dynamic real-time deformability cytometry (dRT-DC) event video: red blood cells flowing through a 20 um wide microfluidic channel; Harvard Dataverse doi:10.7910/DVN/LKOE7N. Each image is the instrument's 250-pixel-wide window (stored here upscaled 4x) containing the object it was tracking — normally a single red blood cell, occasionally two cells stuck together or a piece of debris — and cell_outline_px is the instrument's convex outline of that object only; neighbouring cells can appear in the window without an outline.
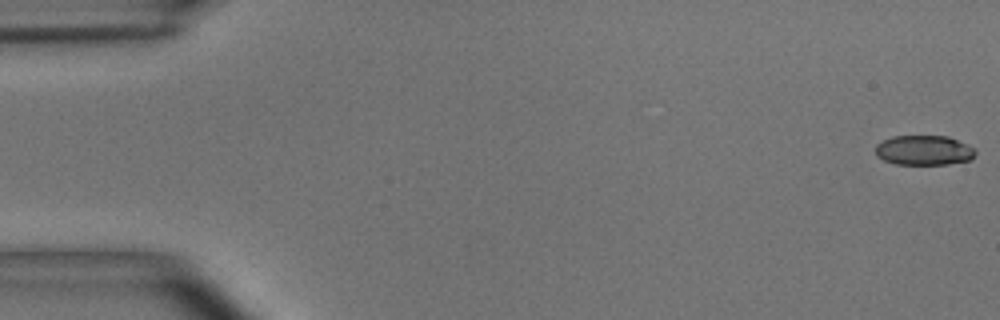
{"species": "common noctule bat (a hibernating species)", "species_latin": "Nyctalus noctula", "temperature_condition": "room temperature", "stored_images_in_passage": 55, "camera_frame_rate_fps": 3000, "um_per_image_px": 0.085, "animal": {"sex": "male", "body_mass_g": 15.6}, "frame": {"image": 1, "passage_image": 1, "time_ms": 0.0, "image_size_px": [1000, 320], "cell_outline_px": [[976, 152], [972, 160], [948, 164], [896, 164], [884, 160], [876, 156], [876, 144], [892, 136], [948, 136], [972, 148]], "centroid_in_image_um": [78.51, 12.78], "position_along_channel_um": 6.5, "area_um2": 17.22}}
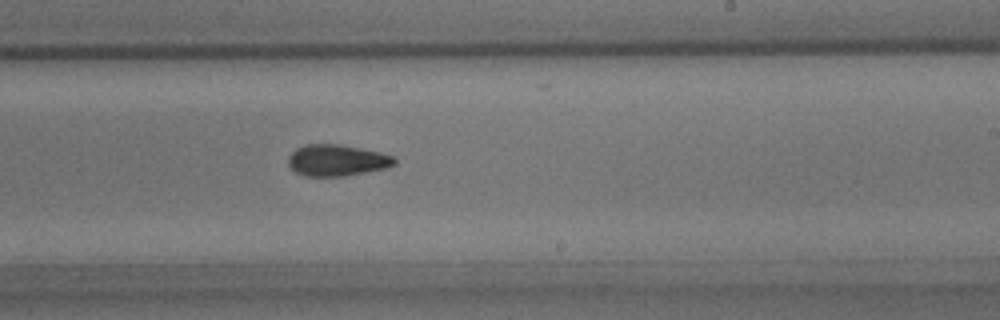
{"frame": {"image": 2, "passage_image": 33, "time_ms": 10.667, "image_size_px": [1000, 320], "cell_outline_px": [[396, 164], [388, 168], [368, 172], [344, 176], [304, 176], [296, 172], [288, 164], [288, 156], [296, 148], [304, 144], [340, 144], [380, 152], [392, 156], [396, 160]], "centroid_in_image_um": [28.64, 13.63], "position_along_channel_um": 260.4, "area_um2": 19.59}}
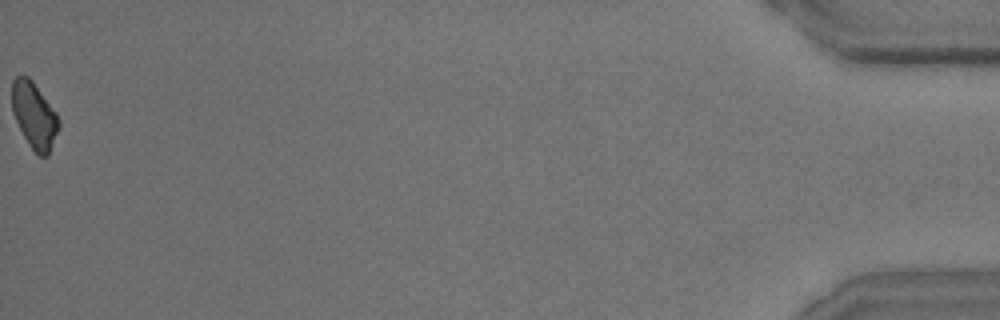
{"frame": {"image": 3, "passage_image": 55, "time_ms": 18.0, "image_size_px": [1000, 320], "cell_outline_px": [[60, 124], [48, 156], [40, 156], [28, 144], [12, 112], [12, 80], [16, 76], [28, 76], [32, 80], [56, 112], [60, 120]], "centroid_in_image_um": [2.91, 9.79], "position_along_channel_um": 432.3, "area_um2": 17.86}, "authors_computed_cell_mechanics": {"area_um2": 19.1896, "velocity_mm_per_s": 3.6841, "shape_relaxation_time_tau1_ms": 6.2967, "shape_relaxation_time_tau2_ms": 3.9948, "deformation_change_tau1": 0.1366, "deformation_change_tau2": 0.1013}}